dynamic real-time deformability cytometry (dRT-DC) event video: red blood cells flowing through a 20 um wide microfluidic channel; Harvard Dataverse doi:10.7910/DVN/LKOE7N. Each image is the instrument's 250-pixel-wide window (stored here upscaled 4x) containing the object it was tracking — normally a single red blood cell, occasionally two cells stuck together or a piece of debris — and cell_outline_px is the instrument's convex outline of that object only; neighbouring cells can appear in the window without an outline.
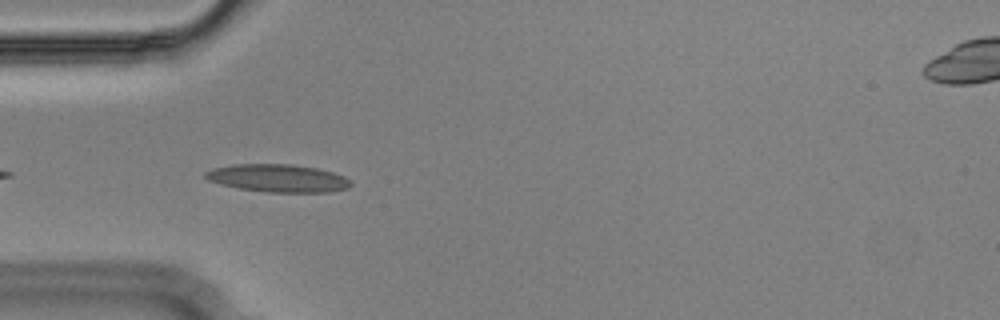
{"species": "Egyptian fruit bat (a non-hibernating species)", "species_latin": "Rousettus aegyptiacus", "temperature_condition": "cold", "stored_images_in_passage": 8, "camera_frame_rate_fps": 3000, "um_per_image_px": 0.085, "animal": {"sex": "male"}, "frame": {"image": 1, "passage_image": 1, "time_ms": 0.0, "image_size_px": [1000, 320], "cell_outline_px": [[352, 184], [348, 188], [332, 192], [268, 192], [240, 188], [220, 184], [208, 180], [204, 176], [204, 172], [212, 168], [232, 164], [292, 164], [316, 168], [332, 172], [344, 176]], "centroid_in_image_um": [23.6, 15.14], "position_along_channel_um": 61.4, "area_um2": 23.52}}